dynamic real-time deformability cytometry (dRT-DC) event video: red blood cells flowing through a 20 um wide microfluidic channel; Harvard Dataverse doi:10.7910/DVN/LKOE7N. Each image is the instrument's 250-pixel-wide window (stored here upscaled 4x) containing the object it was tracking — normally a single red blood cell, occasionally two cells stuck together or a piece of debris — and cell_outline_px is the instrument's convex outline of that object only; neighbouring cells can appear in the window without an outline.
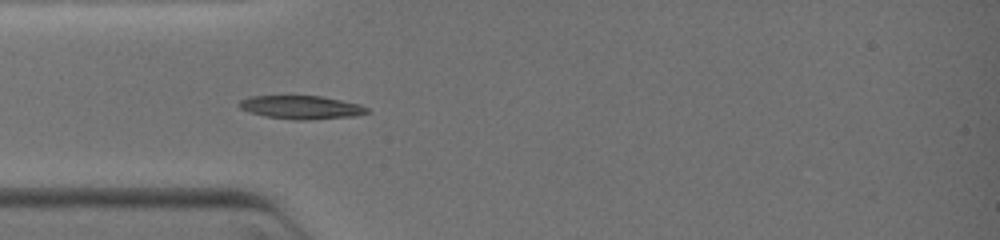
{"species": "common noctule bat (a hibernating species)", "species_latin": "Nyctalus noctula", "temperature_condition": "warm", "stored_images_in_passage": 1, "camera_frame_rate_fps": 3000, "um_per_image_px": 0.085, "animal": {"sex": "female", "body_mass_g": 19.0, "forearm_length_mm": 51.5}, "frame": {"image": 1, "passage_image": 1, "time_ms": 0.0, "image_size_px": [1000, 240], "cell_outline_px": [[368, 112], [356, 116], [304, 120], [292, 120], [264, 116], [248, 112], [240, 108], [236, 104], [240, 100], [248, 96], [320, 96], [360, 104], [368, 108]], "centroid_in_image_um": [25.55, 9.12], "position_along_channel_um": 59.5, "area_um2": 17.51}}